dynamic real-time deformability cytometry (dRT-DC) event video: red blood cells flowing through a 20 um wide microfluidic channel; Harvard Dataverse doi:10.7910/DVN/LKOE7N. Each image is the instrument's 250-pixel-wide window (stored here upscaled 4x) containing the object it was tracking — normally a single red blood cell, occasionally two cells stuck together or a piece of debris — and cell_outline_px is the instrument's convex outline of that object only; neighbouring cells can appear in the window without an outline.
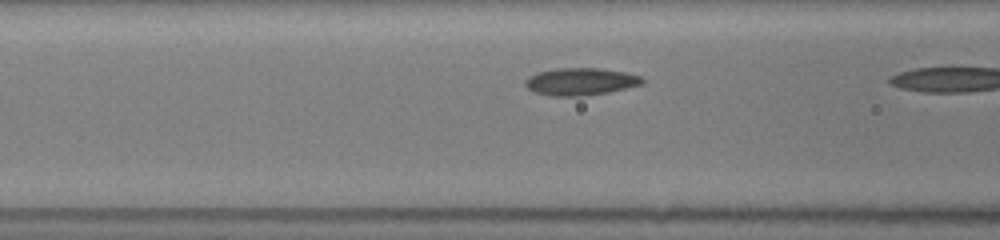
{"species": "common noctule bat (a hibernating species)", "species_latin": "Nyctalus noctula", "temperature_condition": "room temperature", "stored_images_in_passage": 5, "camera_frame_rate_fps": 3000, "um_per_image_px": 0.085, "animal": {"sex": "female", "body_mass_g": 19.5, "forearm_length_mm": 54.1}, "frame": {"image": 1, "passage_image": 4, "time_ms": 1.333, "image_size_px": [1000, 240], "cell_outline_px": [[644, 84], [608, 92], [584, 96], [552, 96], [532, 92], [524, 84], [524, 80], [528, 76], [536, 72], [556, 68], [600, 68], [624, 72], [640, 76], [644, 80]], "centroid_in_image_um": [49.3, 6.93], "position_along_channel_um": 117.3, "area_um2": 18.84}}